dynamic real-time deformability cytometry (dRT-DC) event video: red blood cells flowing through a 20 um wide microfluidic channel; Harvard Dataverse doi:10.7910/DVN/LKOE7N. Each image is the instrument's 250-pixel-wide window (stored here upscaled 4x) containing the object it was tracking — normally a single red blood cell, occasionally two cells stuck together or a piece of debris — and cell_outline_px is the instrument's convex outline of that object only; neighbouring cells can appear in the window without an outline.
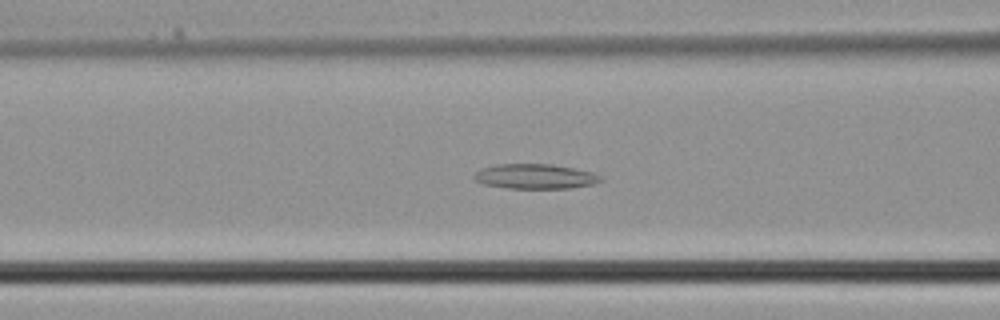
{"species": "common noctule bat (a hibernating species)", "species_latin": "Nyctalus noctula", "temperature_condition": "cold", "stored_images_in_passage": 38, "camera_frame_rate_fps": 3000, "um_per_image_px": 0.085, "animal": {"sex": "male", "body_mass_g": 21.5, "forearm_length_mm": 52.0}, "frame": {"image": 1, "passage_image": 15, "time_ms": 4.667, "image_size_px": [1000, 320], "cell_outline_px": [[604, 180], [592, 184], [572, 188], [508, 188], [484, 184], [476, 180], [472, 176], [480, 168], [496, 164], [552, 164], [592, 172], [600, 176]], "centroid_in_image_um": [45.47, 14.99], "position_along_channel_um": 121.1, "area_um2": 18.26}}
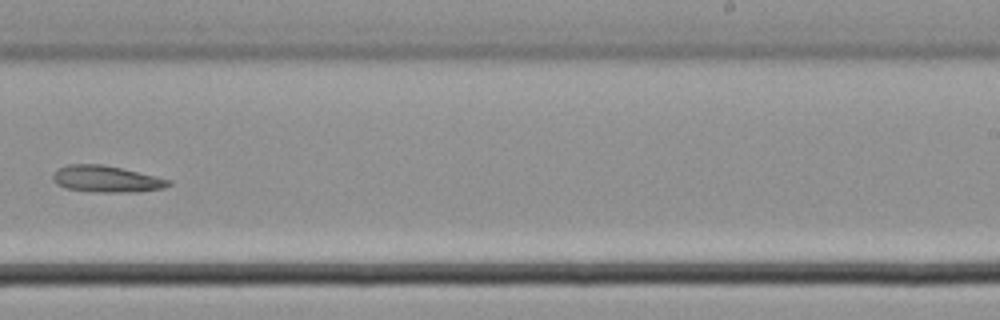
{"frame": {"image": 2, "passage_image": 24, "time_ms": 7.667, "image_size_px": [1000, 320], "cell_outline_px": [[172, 184], [164, 188], [140, 192], [100, 192], [64, 188], [56, 184], [52, 180], [52, 176], [56, 168], [68, 164], [104, 164], [156, 176], [172, 180]], "centroid_in_image_um": [9.04, 15.21], "position_along_channel_um": 280.0, "area_um2": 18.15}}
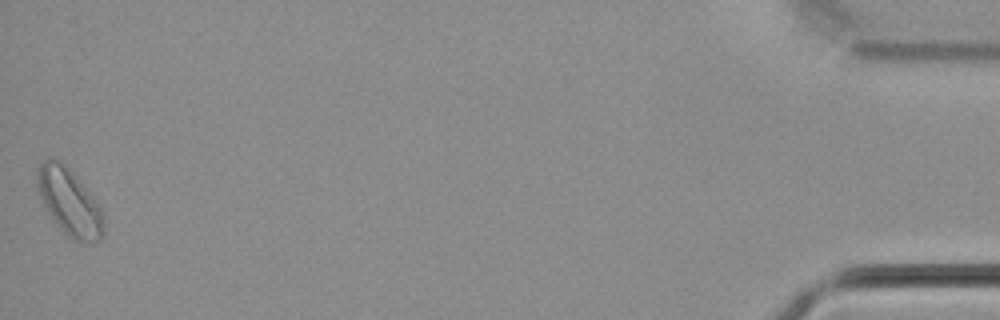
{"frame": {"image": 3, "passage_image": 38, "time_ms": 12.333, "image_size_px": [1000, 320], "cell_outline_px": [[104, 236], [100, 240], [72, 240], [52, 220], [44, 204], [36, 184], [40, 164], [48, 156], [52, 156], [64, 164], [72, 172], [92, 196], [100, 208], [104, 216]], "centroid_in_image_um": [5.89, 17.16], "position_along_channel_um": 429.3, "area_um2": 25.37}}